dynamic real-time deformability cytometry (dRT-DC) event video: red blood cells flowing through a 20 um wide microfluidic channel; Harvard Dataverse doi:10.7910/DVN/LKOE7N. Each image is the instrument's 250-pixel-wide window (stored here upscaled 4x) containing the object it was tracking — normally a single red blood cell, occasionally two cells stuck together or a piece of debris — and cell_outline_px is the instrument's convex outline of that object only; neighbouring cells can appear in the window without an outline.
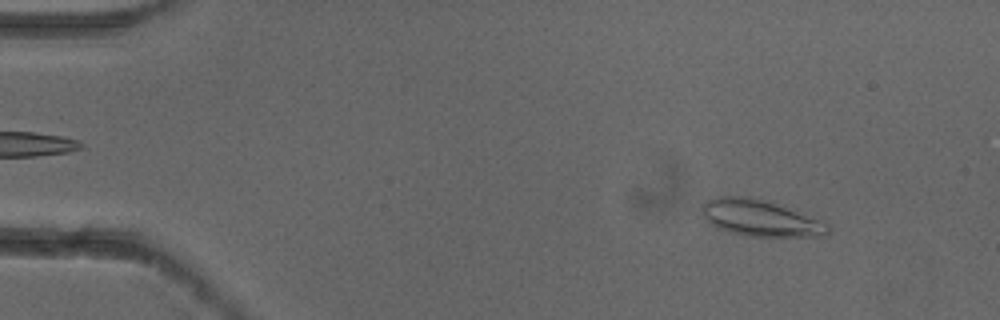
{"species": "common noctule bat (a hibernating species)", "species_latin": "Nyctalus noctula", "temperature_condition": "cold", "stored_images_in_passage": 7, "camera_frame_rate_fps": 3000, "um_per_image_px": 0.085, "animal": {"sex": "female"}, "frame": {"image": 1, "passage_image": 2, "time_ms": 0.333, "image_size_px": [1000, 320], "cell_outline_px": [[828, 232], [824, 236], [748, 236], [728, 232], [716, 228], [704, 216], [704, 204], [708, 200], [720, 196], [740, 196], [772, 200], [828, 224]], "centroid_in_image_um": [64.64, 18.53], "position_along_channel_um": 20.4, "area_um2": 26.47}}
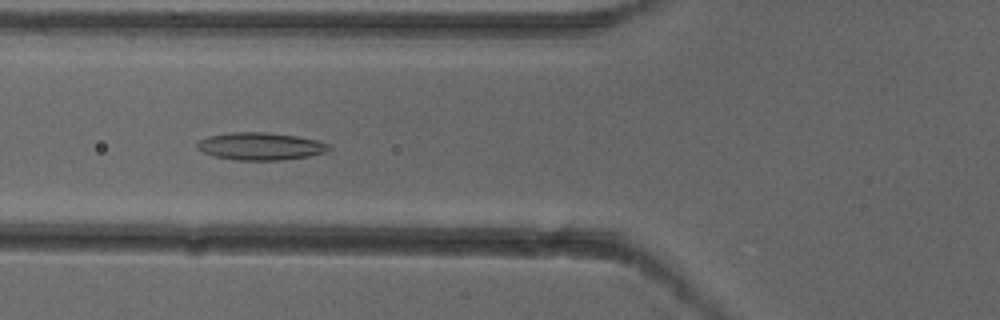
{"frame": {"image": 2, "passage_image": 6, "time_ms": 1.667, "image_size_px": [1000, 320], "cell_outline_px": [[332, 148], [324, 152], [308, 156], [284, 160], [236, 160], [216, 156], [204, 152], [196, 148], [196, 144], [200, 140], [208, 136], [232, 132], [264, 132], [296, 136], [316, 140], [332, 144]], "centroid_in_image_um": [22.16, 12.43], "position_along_channel_um": 103.6, "area_um2": 21.04}}
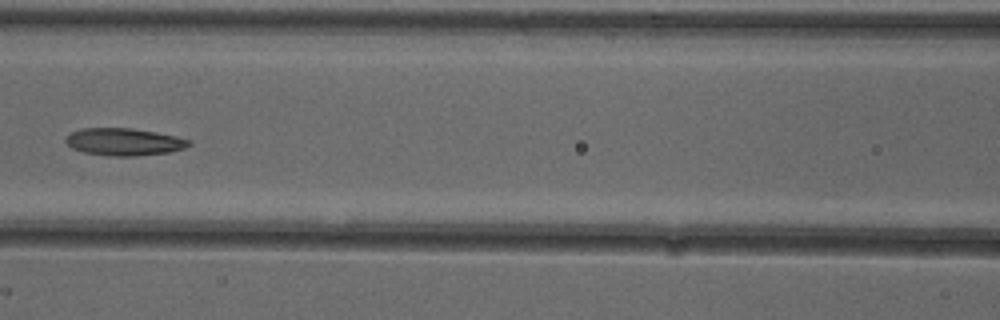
{"frame": {"image": 3, "passage_image": 7, "time_ms": 2.0, "image_size_px": [1000, 320], "cell_outline_px": [[192, 144], [184, 148], [168, 152], [136, 156], [112, 156], [84, 152], [72, 148], [64, 140], [72, 132], [84, 128], [132, 128], [156, 132], [176, 136], [192, 140]], "centroid_in_image_um": [10.58, 12.05], "position_along_channel_um": 156.0, "area_um2": 19.54}}